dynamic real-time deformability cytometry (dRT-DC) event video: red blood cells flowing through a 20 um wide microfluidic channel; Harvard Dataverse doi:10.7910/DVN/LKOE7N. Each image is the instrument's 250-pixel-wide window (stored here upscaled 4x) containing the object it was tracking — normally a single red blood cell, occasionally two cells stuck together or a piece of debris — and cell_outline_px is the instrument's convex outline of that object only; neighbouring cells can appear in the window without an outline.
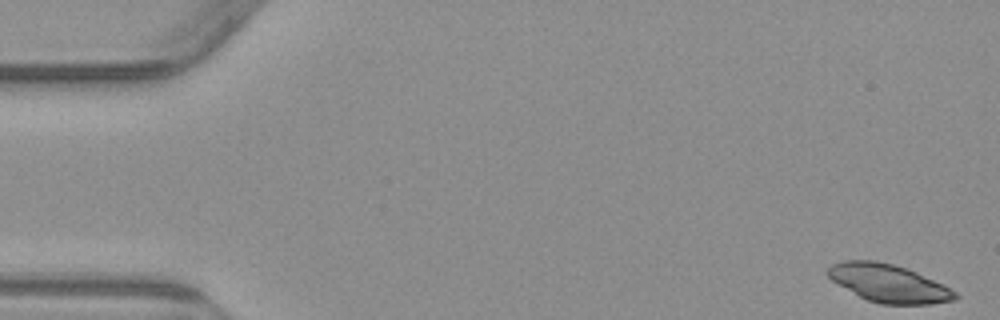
{"species": "common noctule bat (a hibernating species)", "species_latin": "Nyctalus noctula", "temperature_condition": "warm", "stored_images_in_passage": 4, "camera_frame_rate_fps": 3000, "um_per_image_px": 0.085, "animal": {"sex": "male", "body_mass_g": 23.1, "forearm_length_mm": 52.7}, "frame": {"image": 1, "passage_image": 1, "time_ms": 0.0, "image_size_px": [1000, 320], "cell_outline_px": [[960, 296], [956, 300], [932, 304], [880, 304], [868, 300], [860, 296], [832, 280], [824, 272], [832, 264], [844, 260], [876, 260], [892, 264], [916, 272], [956, 292]], "centroid_in_image_um": [75.51, 24.08], "position_along_channel_um": 9.5, "area_um2": 27.74}}